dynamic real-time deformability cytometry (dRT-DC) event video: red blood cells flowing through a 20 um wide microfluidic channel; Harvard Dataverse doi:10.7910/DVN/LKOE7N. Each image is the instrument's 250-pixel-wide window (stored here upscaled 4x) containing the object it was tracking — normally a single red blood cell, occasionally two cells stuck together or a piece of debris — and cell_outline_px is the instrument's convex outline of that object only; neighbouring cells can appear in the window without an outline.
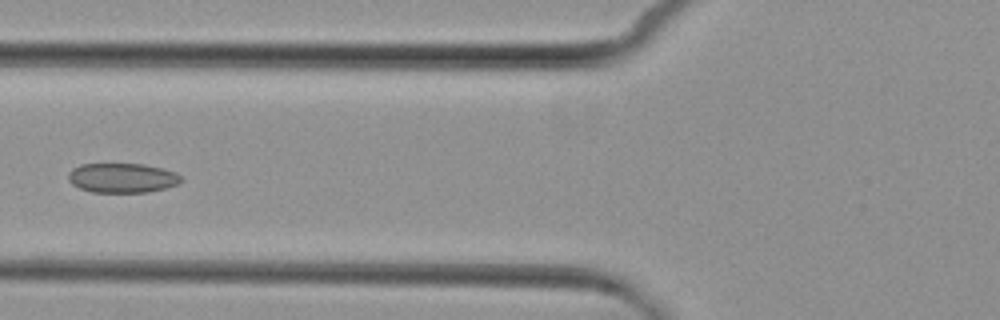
{"species": "common noctule bat (a hibernating species)", "species_latin": "Nyctalus noctula", "temperature_condition": "cold", "stored_images_in_passage": 7, "camera_frame_rate_fps": 3000, "um_per_image_px": 0.085, "animal": {"sex": "female", "body_mass_g": 29.2, "forearm_length_mm": 56.3}, "frame": {"image": 1, "passage_image": 7, "time_ms": 7.0, "image_size_px": [1000, 320], "cell_outline_px": [[184, 180], [176, 184], [164, 188], [148, 192], [92, 192], [80, 188], [72, 184], [68, 180], [68, 172], [72, 168], [80, 164], [144, 164], [176, 172]], "centroid_in_image_um": [10.36, 15.12], "position_along_channel_um": 115.4, "area_um2": 19.42}}